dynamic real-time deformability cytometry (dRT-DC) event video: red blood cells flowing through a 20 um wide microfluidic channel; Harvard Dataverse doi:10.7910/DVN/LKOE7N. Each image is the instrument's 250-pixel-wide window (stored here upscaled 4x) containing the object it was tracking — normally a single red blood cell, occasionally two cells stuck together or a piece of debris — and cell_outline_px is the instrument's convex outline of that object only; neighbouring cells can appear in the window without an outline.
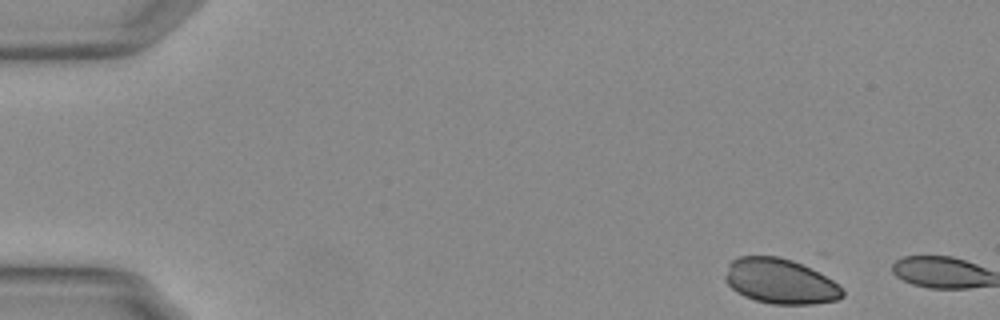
{"species": "Egyptian fruit bat (a non-hibernating species)", "species_latin": "Rousettus aegyptiacus", "temperature_condition": "warm", "stored_images_in_passage": 3, "camera_frame_rate_fps": 3000, "um_per_image_px": 0.085, "animal": {"sex": "female"}, "frame": {"image": 1, "passage_image": 1, "time_ms": 0.0, "image_size_px": [1000, 320], "cell_outline_px": [[844, 296], [836, 300], [812, 304], [772, 304], [756, 300], [744, 296], [736, 292], [724, 280], [724, 276], [728, 264], [732, 260], [740, 256], [776, 256], [792, 260], [832, 280], [844, 288]], "centroid_in_image_um": [66.29, 23.91], "position_along_channel_um": 18.7, "area_um2": 30.63}}